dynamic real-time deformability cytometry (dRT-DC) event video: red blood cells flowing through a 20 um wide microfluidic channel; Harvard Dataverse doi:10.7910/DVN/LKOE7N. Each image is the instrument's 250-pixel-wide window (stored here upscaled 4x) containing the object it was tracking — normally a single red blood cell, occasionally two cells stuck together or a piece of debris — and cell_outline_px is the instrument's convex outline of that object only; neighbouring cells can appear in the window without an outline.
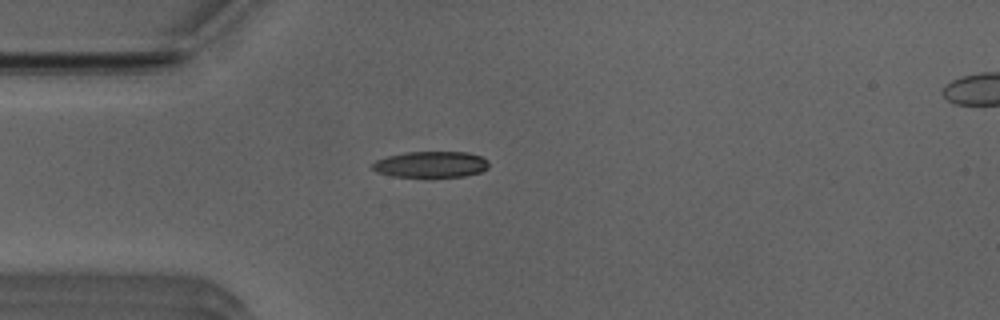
{"species": "Egyptian fruit bat (a non-hibernating species)", "species_latin": "Rousettus aegyptiacus", "temperature_condition": "room temperature", "stored_images_in_passage": 48, "camera_frame_rate_fps": 3000, "um_per_image_px": 0.085, "animal": {"sex": "male"}, "frame": {"image": 1, "passage_image": 10, "time_ms": 3.0, "image_size_px": [1000, 320], "cell_outline_px": [[488, 168], [480, 172], [464, 176], [392, 176], [376, 172], [372, 168], [372, 164], [376, 160], [388, 156], [404, 152], [468, 152], [480, 156], [488, 160]], "centroid_in_image_um": [36.62, 13.96], "position_along_channel_um": 48.4, "area_um2": 17.57}}
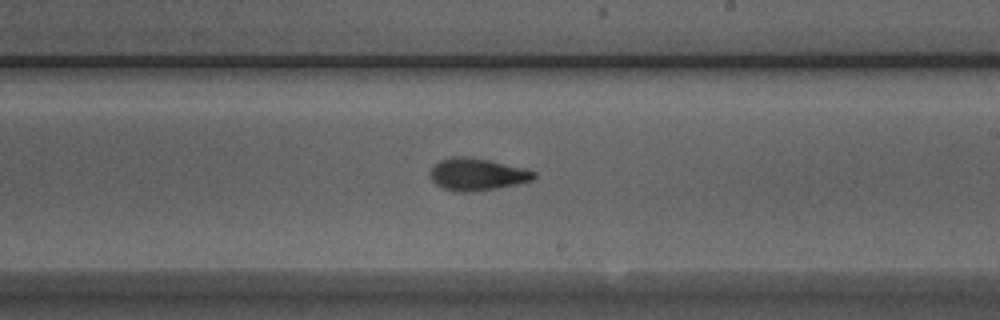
{"frame": {"image": 2, "passage_image": 26, "time_ms": 8.333, "image_size_px": [1000, 320], "cell_outline_px": [[536, 176], [532, 180], [516, 184], [496, 188], [472, 192], [456, 192], [444, 188], [436, 184], [432, 180], [428, 172], [440, 160], [452, 156], [464, 156], [488, 160], [524, 168], [536, 172]], "centroid_in_image_um": [40.53, 14.82], "position_along_channel_um": 248.5, "area_um2": 19.36}}
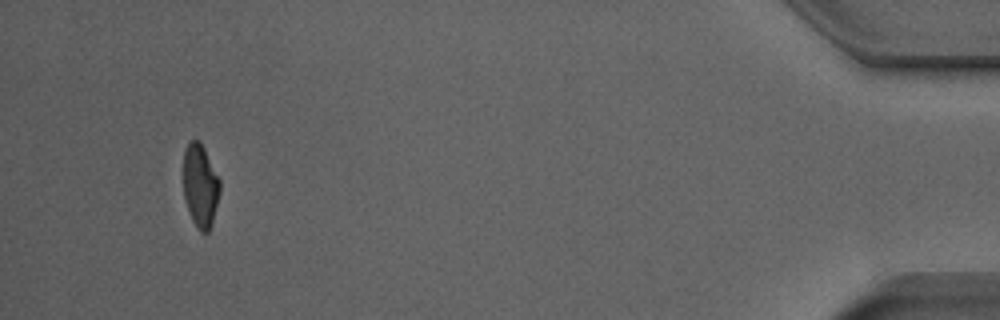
{"frame": {"image": 3, "passage_image": 45, "time_ms": 14.667, "image_size_px": [1000, 320], "cell_outline_px": [[220, 192], [212, 224], [208, 232], [200, 232], [196, 228], [192, 220], [184, 200], [184, 152], [188, 144], [192, 140], [200, 140], [220, 180]], "centroid_in_image_um": [17.03, 15.82], "position_along_channel_um": 418.2, "area_um2": 17.69}, "authors_computed_cell_mechanics": {"area_um2": 18.6694, "velocity_mm_per_s": 3.9476, "shape_relaxation_time_tau1_ms": 4.8687, "shape_relaxation_time_tau2_ms": 1.8141, "deformation_change_tau1": 0.1661, "deformation_change_tau2": 0.081}}